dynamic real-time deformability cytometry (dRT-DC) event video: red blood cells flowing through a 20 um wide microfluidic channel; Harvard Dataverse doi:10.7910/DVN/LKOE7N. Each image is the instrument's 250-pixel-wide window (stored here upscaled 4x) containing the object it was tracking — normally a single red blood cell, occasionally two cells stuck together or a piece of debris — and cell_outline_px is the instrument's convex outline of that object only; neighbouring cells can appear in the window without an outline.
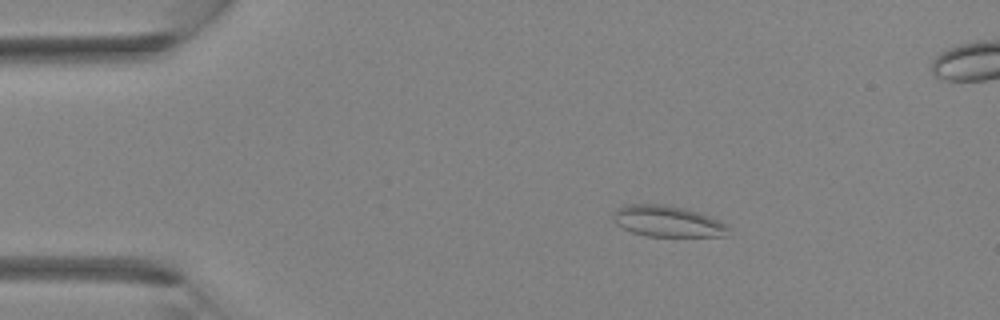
{"species": "Egyptian fruit bat (a non-hibernating species)", "species_latin": "Rousettus aegyptiacus", "temperature_condition": "room temperature", "stored_images_in_passage": 3, "camera_frame_rate_fps": 3000, "um_per_image_px": 0.085, "animal": {"sex": "female"}, "frame": {"image": 1, "passage_image": 1, "time_ms": 0.0, "image_size_px": [1000, 320], "cell_outline_px": [[732, 228], [728, 236], [644, 236], [632, 232], [616, 224], [616, 208], [624, 204], [664, 204], [688, 208], [720, 220]], "centroid_in_image_um": [56.82, 18.81], "position_along_channel_um": 28.2, "area_um2": 21.1}}